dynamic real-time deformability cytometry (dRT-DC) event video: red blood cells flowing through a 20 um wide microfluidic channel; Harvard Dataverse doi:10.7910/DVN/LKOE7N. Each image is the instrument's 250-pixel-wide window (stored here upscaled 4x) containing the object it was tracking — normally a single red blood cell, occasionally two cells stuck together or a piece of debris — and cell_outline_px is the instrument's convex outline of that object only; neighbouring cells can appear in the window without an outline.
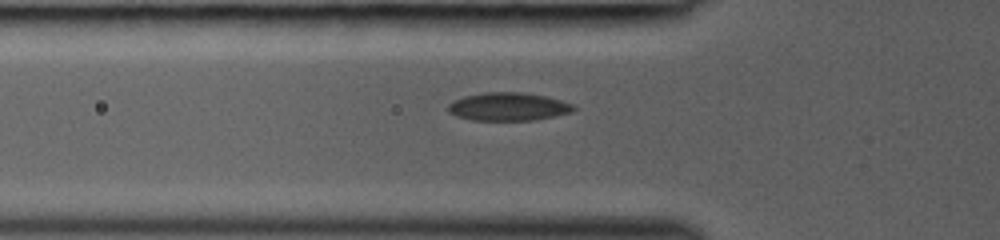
{"species": "common noctule bat (a hibernating species)", "species_latin": "Nyctalus noctula", "temperature_condition": "room temperature", "stored_images_in_passage": 29, "camera_frame_rate_fps": 3000, "um_per_image_px": 0.085, "animal": {"sex": "female", "body_mass_g": 19.0, "forearm_length_mm": 53.3}, "frame": {"image": 1, "passage_image": 2, "time_ms": 0.333, "image_size_px": [1000, 240], "cell_outline_px": [[576, 108], [572, 112], [556, 116], [536, 120], [472, 120], [456, 116], [448, 112], [448, 104], [464, 96], [484, 92], [524, 92], [544, 96], [560, 100], [572, 104]], "centroid_in_image_um": [43.21, 9.07], "position_along_channel_um": 82.6, "area_um2": 20.58}}
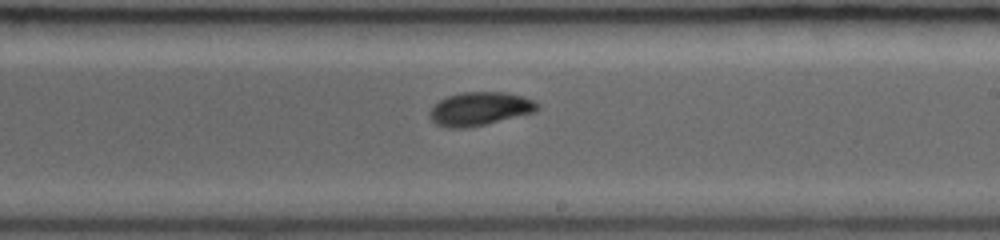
{"frame": {"image": 2, "passage_image": 13, "time_ms": 4.0, "image_size_px": [1000, 240], "cell_outline_px": [[540, 108], [536, 112], [468, 128], [448, 128], [436, 124], [428, 116], [428, 112], [440, 100], [448, 96], [464, 92], [504, 92], [524, 96], [536, 100], [540, 104]], "centroid_in_image_um": [40.83, 9.25], "position_along_channel_um": 248.2, "area_um2": 21.15}}
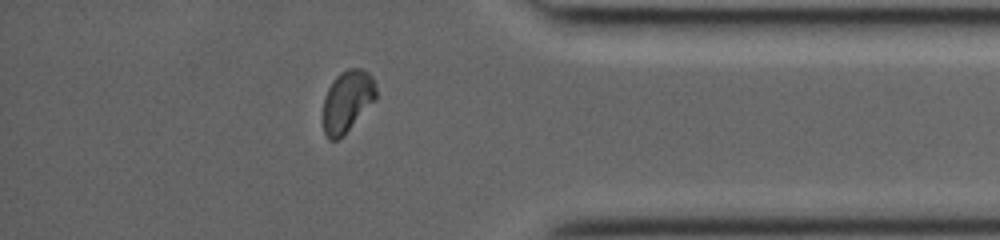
{"frame": {"image": 3, "passage_image": 24, "time_ms": 7.667, "image_size_px": [1000, 240], "cell_outline_px": [[376, 100], [344, 136], [336, 140], [328, 140], [324, 132], [324, 96], [332, 80], [340, 72], [348, 68], [360, 68], [368, 72], [372, 76], [376, 88]], "centroid_in_image_um": [29.53, 8.61], "position_along_channel_um": 405.7, "area_um2": 19.31}}